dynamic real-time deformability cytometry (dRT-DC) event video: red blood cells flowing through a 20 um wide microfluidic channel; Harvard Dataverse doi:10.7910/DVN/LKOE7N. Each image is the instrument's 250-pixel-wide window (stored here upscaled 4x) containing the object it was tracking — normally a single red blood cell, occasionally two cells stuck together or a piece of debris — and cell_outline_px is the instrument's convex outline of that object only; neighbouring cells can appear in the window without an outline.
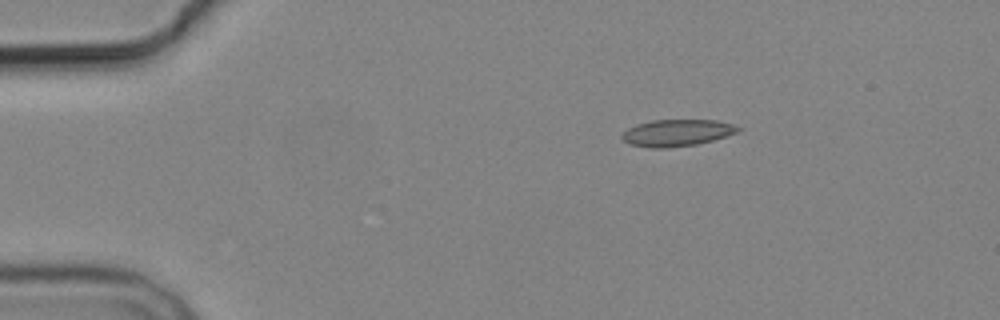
{"species": "common noctule bat (a hibernating species)", "species_latin": "Nyctalus noctula", "temperature_condition": "cold", "stored_images_in_passage": 3, "camera_frame_rate_fps": 3000, "um_per_image_px": 0.085, "animal": {"sex": "male", "body_mass_g": 19.2, "forearm_length_mm": 51.8}, "frame": {"image": 1, "passage_image": 1, "time_ms": 0.0, "image_size_px": [1000, 320], "cell_outline_px": [[740, 128], [736, 132], [712, 140], [696, 144], [664, 148], [652, 148], [628, 144], [620, 136], [628, 128], [636, 124], [652, 120], [716, 120], [732, 124]], "centroid_in_image_um": [57.48, 11.28], "position_along_channel_um": 27.5, "area_um2": 17.86}}